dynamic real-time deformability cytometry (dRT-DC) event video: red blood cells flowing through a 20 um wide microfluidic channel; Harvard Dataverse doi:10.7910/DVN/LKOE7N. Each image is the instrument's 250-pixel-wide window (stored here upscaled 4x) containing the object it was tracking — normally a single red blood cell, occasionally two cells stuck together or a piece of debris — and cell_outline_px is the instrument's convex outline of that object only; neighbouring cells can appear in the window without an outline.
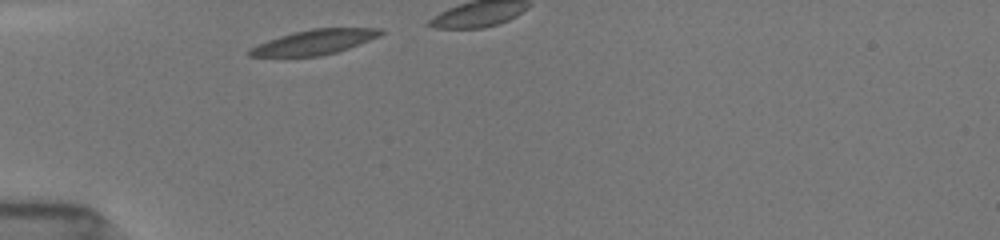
{"species": "common noctule bat (a hibernating species)", "species_latin": "Nyctalus noctula", "temperature_condition": "room temperature", "stored_images_in_passage": 8, "camera_frame_rate_fps": 3000, "um_per_image_px": 0.085, "animal": {"sex": "female", "body_mass_g": 19.5, "forearm_length_mm": 54.1}, "frame": {"image": 1, "passage_image": 1, "time_ms": 0.0, "image_size_px": [1000, 240], "cell_outline_px": [[384, 32], [380, 36], [348, 48], [336, 52], [320, 56], [248, 56], [248, 48], [256, 44], [292, 32], [312, 28], [384, 28]], "centroid_in_image_um": [26.72, 3.57], "position_along_channel_um": 58.3, "area_um2": 18.96}}
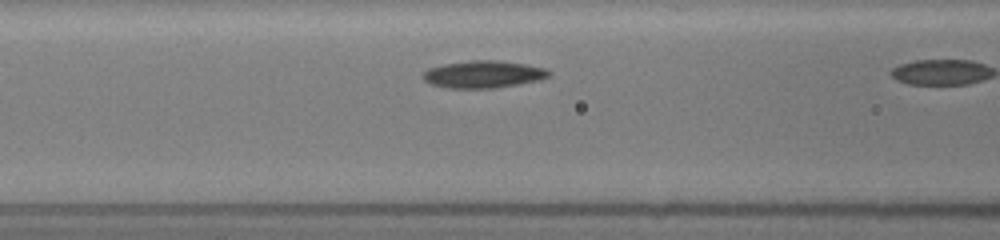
{"frame": {"image": 2, "passage_image": 7, "time_ms": 2.0, "image_size_px": [1000, 240], "cell_outline_px": [[552, 72], [548, 76], [540, 80], [492, 88], [448, 88], [432, 84], [424, 80], [420, 76], [428, 68], [444, 64], [468, 60], [500, 60], [524, 64], [544, 68]], "centroid_in_image_um": [41.05, 6.3], "position_along_channel_um": 125.5, "area_um2": 19.94}}